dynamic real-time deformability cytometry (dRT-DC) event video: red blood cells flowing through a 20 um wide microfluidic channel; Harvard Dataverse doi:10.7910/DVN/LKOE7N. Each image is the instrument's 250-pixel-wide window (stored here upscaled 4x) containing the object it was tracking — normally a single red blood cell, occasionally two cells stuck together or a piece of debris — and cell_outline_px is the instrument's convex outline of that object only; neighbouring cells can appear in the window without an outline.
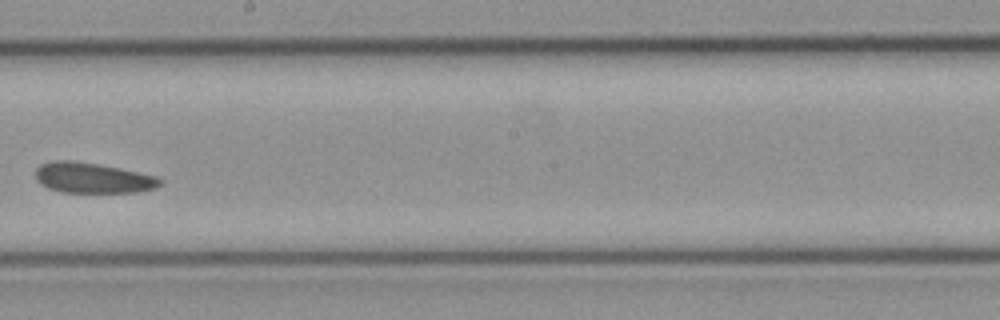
{"species": "common noctule bat (a hibernating species)", "species_latin": "Nyctalus noctula", "temperature_condition": "cold", "stored_images_in_passage": 25, "camera_frame_rate_fps": 3000, "um_per_image_px": 0.085, "animal": {"sex": "female", "body_mass_g": 21.9}, "frame": {"image": 1, "passage_image": 15, "time_ms": 4.667, "image_size_px": [1000, 320], "cell_outline_px": [[164, 184], [156, 188], [140, 192], [60, 192], [48, 188], [40, 184], [36, 180], [36, 168], [40, 164], [52, 160], [72, 160], [100, 164], [160, 176], [164, 180]], "centroid_in_image_um": [7.93, 15.12], "position_along_channel_um": 240.3, "area_um2": 22.6}}
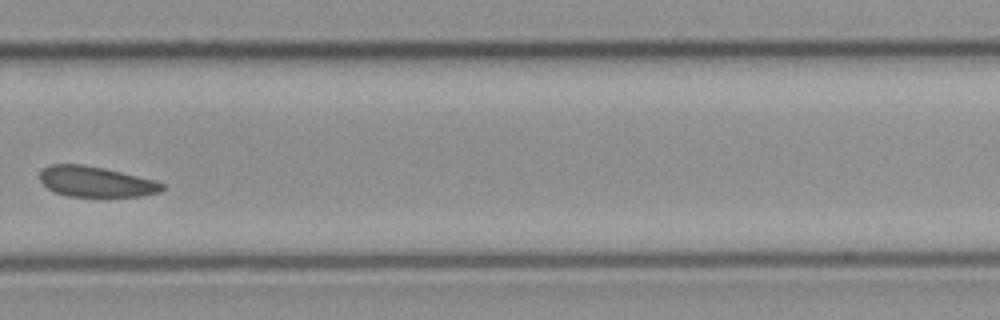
{"frame": {"image": 2, "passage_image": 18, "time_ms": 5.667, "image_size_px": [1000, 320], "cell_outline_px": [[164, 188], [160, 192], [140, 196], [68, 196], [56, 192], [48, 188], [40, 180], [40, 172], [48, 164], [84, 164], [104, 168], [156, 180], [164, 184]], "centroid_in_image_um": [8.16, 15.43], "position_along_channel_um": 321.6, "area_um2": 21.68}}